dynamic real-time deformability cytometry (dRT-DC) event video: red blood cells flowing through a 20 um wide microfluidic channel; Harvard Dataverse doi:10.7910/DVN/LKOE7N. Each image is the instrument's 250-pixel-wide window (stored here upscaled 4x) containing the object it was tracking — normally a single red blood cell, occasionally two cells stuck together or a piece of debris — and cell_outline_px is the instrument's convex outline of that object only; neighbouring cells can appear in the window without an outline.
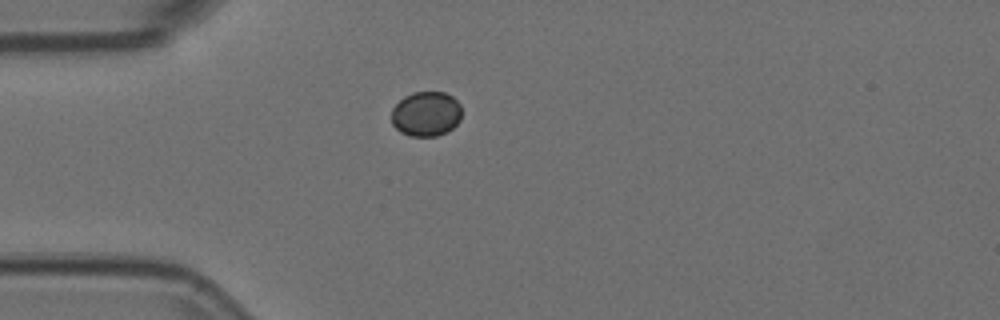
{"species": "Egyptian fruit bat (a non-hibernating species)", "species_latin": "Rousettus aegyptiacus", "temperature_condition": "room temperature", "stored_images_in_passage": 2, "camera_frame_rate_fps": 3000, "um_per_image_px": 0.085, "animal": {"sex": "female"}, "frame": {"image": 1, "passage_image": 1, "time_ms": 0.0, "image_size_px": [1000, 320], "cell_outline_px": [[460, 120], [452, 128], [436, 136], [408, 136], [400, 132], [392, 124], [392, 108], [404, 96], [412, 92], [444, 92], [452, 96], [460, 104]], "centroid_in_image_um": [36.2, 9.67], "position_along_channel_um": 48.8, "area_um2": 18.32}}